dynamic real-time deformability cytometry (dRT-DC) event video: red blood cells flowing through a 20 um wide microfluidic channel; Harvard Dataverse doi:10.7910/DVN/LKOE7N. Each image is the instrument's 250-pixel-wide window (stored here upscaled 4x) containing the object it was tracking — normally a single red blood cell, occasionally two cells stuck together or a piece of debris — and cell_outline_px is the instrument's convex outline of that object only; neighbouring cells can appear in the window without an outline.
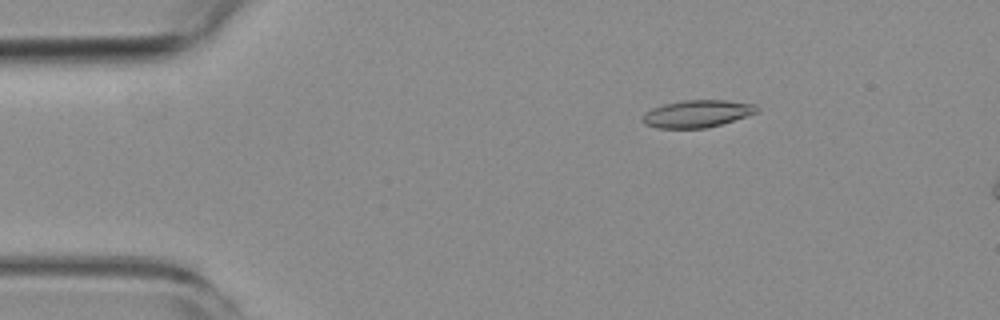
{"species": "common noctule bat (a hibernating species)", "species_latin": "Nyctalus noctula", "temperature_condition": "room temperature", "stored_images_in_passage": 15, "camera_frame_rate_fps": 3000, "um_per_image_px": 0.085, "animal": {"sex": "female", "body_mass_g": 19.3, "forearm_length_mm": 54.1}, "frame": {"image": 1, "passage_image": 9, "time_ms": 2.667, "image_size_px": [1000, 320], "cell_outline_px": [[760, 108], [756, 112], [720, 124], [704, 128], [656, 128], [644, 124], [640, 120], [652, 108], [664, 104], [684, 100], [728, 100], [756, 104]], "centroid_in_image_um": [59.24, 9.66], "position_along_channel_um": 25.8, "area_um2": 17.98}}